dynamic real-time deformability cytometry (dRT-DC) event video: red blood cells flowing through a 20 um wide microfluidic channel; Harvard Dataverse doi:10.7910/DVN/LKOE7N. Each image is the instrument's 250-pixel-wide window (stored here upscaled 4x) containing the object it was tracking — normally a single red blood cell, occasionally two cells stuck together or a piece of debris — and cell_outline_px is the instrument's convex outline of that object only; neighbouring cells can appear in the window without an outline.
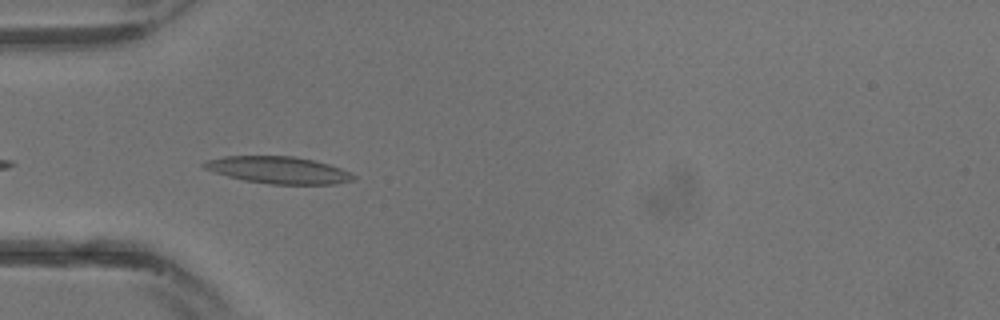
{"species": "common noctule bat (a hibernating species)", "species_latin": "Nyctalus noctula", "temperature_condition": "warm", "stored_images_in_passage": 12, "camera_frame_rate_fps": 3000, "um_per_image_px": 0.085, "animal": {"sex": "male", "body_mass_g": 13.3}, "frame": {"image": 1, "passage_image": 10, "time_ms": 3.0, "image_size_px": [1000, 320], "cell_outline_px": [[356, 180], [336, 184], [268, 184], [244, 180], [228, 176], [204, 168], [200, 164], [208, 160], [224, 156], [292, 156], [312, 160], [328, 164], [340, 168], [356, 176]], "centroid_in_image_um": [23.68, 14.46], "position_along_channel_um": 61.3, "area_um2": 23.35}}